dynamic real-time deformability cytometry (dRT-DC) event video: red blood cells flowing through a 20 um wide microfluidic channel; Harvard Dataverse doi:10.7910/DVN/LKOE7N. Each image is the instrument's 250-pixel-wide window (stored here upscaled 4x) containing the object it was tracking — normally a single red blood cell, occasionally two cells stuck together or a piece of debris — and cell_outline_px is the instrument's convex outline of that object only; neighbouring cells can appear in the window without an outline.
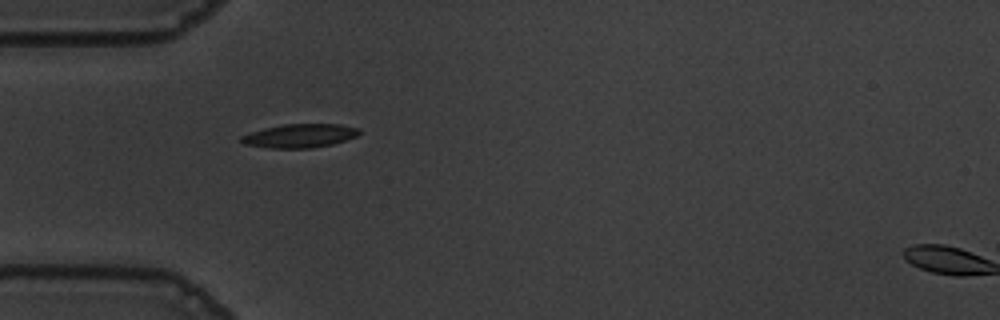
{"species": "common noctule bat (a hibernating species)", "species_latin": "Nyctalus noctula", "temperature_condition": "warm", "stored_images_in_passage": 40, "camera_frame_rate_fps": 3000, "um_per_image_px": 0.085, "animal": {"sex": "male", "body_mass_g": 19.5, "forearm_length_mm": 54.6}, "frame": {"image": 1, "passage_image": 1, "time_ms": 0.0, "image_size_px": [1000, 320], "cell_outline_px": [[360, 132], [356, 136], [332, 144], [312, 148], [268, 148], [244, 144], [240, 140], [240, 136], [264, 128], [284, 124], [340, 124], [360, 128]], "centroid_in_image_um": [25.47, 11.54], "position_along_channel_um": 59.5, "area_um2": 16.24}}
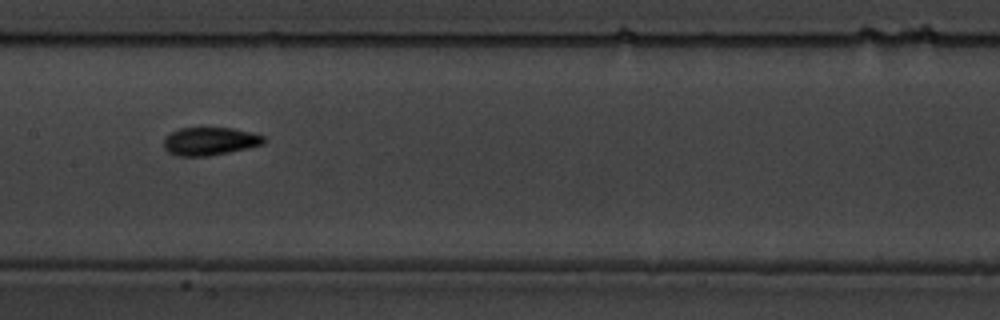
{"frame": {"image": 2, "passage_image": 12, "time_ms": 3.667, "image_size_px": [1000, 320], "cell_outline_px": [[268, 140], [264, 144], [248, 148], [208, 156], [180, 156], [168, 152], [164, 148], [164, 136], [180, 128], [232, 128], [264, 136]], "centroid_in_image_um": [17.84, 12.01], "position_along_channel_um": 189.6, "area_um2": 16.3}}
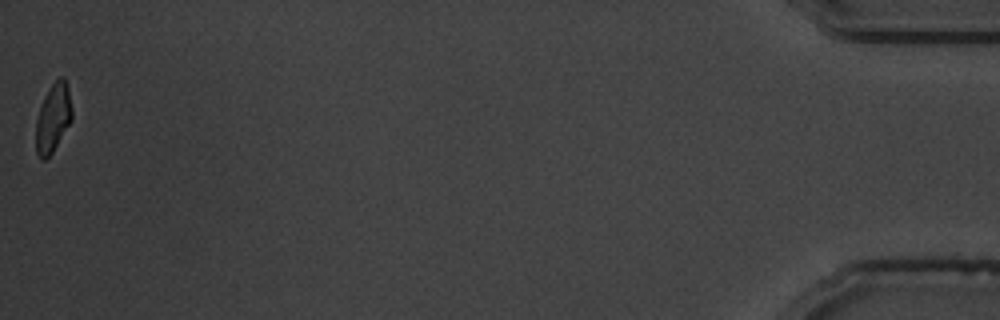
{"frame": {"image": 3, "passage_image": 40, "time_ms": 13.0, "image_size_px": [1000, 320], "cell_outline_px": [[72, 120], [52, 152], [44, 160], [40, 160], [36, 152], [36, 120], [40, 104], [48, 88], [60, 76], [64, 76], [68, 88], [72, 108]], "centroid_in_image_um": [4.5, 10.0], "position_along_channel_um": 430.7, "area_um2": 14.51}, "authors_computed_cell_mechanics": {"area_um2": 16.0684, "velocity_mm_per_s": 3.6207, "shape_relaxation_time_tau1_ms": 2.8959, "shape_relaxation_time_tau2_ms": 2.2572, "deformation_change_tau1": 0.1477, "deformation_change_tau2": 0.0771}}